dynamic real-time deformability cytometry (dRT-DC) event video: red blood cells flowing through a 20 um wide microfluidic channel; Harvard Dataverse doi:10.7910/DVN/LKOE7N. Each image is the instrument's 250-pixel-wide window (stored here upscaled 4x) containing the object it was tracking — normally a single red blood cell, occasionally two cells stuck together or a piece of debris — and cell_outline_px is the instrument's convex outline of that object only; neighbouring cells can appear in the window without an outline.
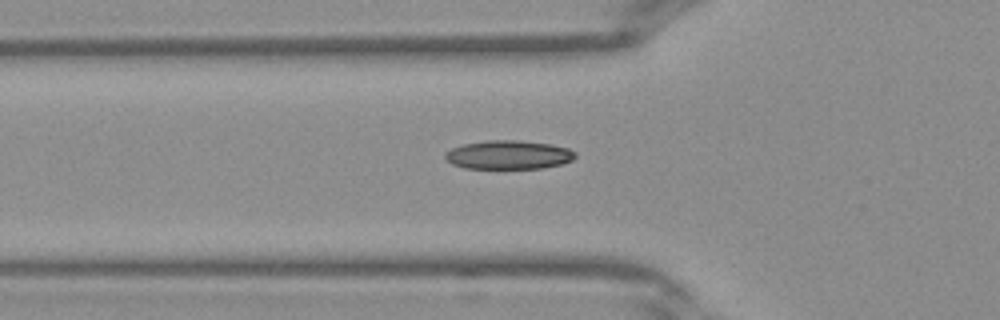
{"species": "Egyptian fruit bat (a non-hibernating species)", "species_latin": "Rousettus aegyptiacus", "temperature_condition": "warm", "stored_images_in_passage": 30, "camera_frame_rate_fps": 3000, "um_per_image_px": 0.085, "frame": {"image": 1, "passage_image": 4, "time_ms": 1.0, "image_size_px": [1000, 320], "cell_outline_px": [[576, 156], [572, 160], [560, 164], [540, 168], [464, 168], [452, 164], [444, 156], [444, 152], [452, 148], [464, 144], [488, 140], [520, 140], [552, 144], [568, 148], [576, 152]], "centroid_in_image_um": [43.23, 13.15], "position_along_channel_um": 82.6, "area_um2": 21.79}}
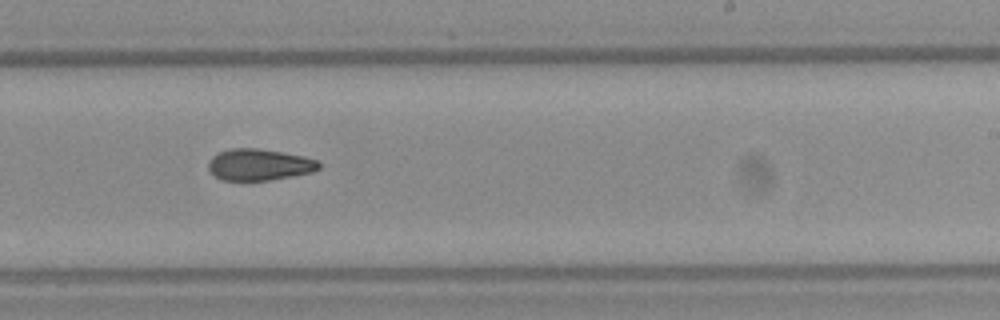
{"frame": {"image": 2, "passage_image": 15, "time_ms": 4.667, "image_size_px": [1000, 320], "cell_outline_px": [[320, 168], [312, 172], [268, 180], [220, 180], [208, 168], [208, 160], [212, 156], [228, 148], [256, 148], [304, 156], [316, 160], [320, 164]], "centroid_in_image_um": [22.0, 13.99], "position_along_channel_um": 267.0, "area_um2": 20.11}}
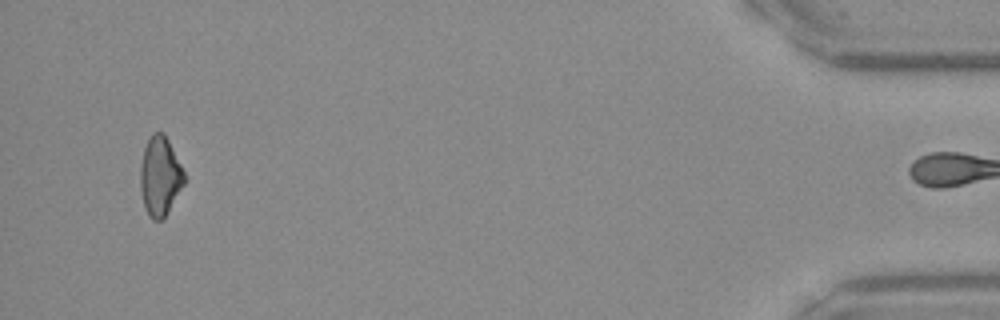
{"frame": {"image": 3, "passage_image": 29, "time_ms": 9.333, "image_size_px": [1000, 320], "cell_outline_px": [[184, 184], [164, 220], [152, 220], [148, 216], [144, 208], [140, 188], [140, 164], [144, 148], [152, 132], [164, 132], [184, 172]], "centroid_in_image_um": [13.58, 15.01], "position_along_channel_um": 421.6, "area_um2": 20.4}}